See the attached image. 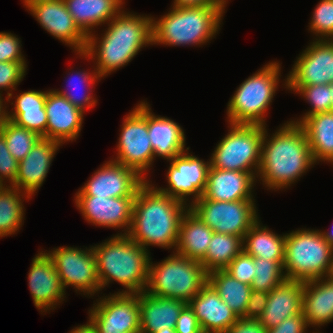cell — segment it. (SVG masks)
<instances>
[{
  "label": "cell",
  "instance_id": "38",
  "mask_svg": "<svg viewBox=\"0 0 333 333\" xmlns=\"http://www.w3.org/2000/svg\"><path fill=\"white\" fill-rule=\"evenodd\" d=\"M285 88L290 91H294L303 96L311 105L309 111H307L303 117L299 120H291L294 123L300 124L307 116L314 115L317 113L330 112L332 111V102L330 95L329 84H319L310 86H286Z\"/></svg>",
  "mask_w": 333,
  "mask_h": 333
},
{
  "label": "cell",
  "instance_id": "52",
  "mask_svg": "<svg viewBox=\"0 0 333 333\" xmlns=\"http://www.w3.org/2000/svg\"><path fill=\"white\" fill-rule=\"evenodd\" d=\"M323 238L333 247V230L332 231H322L320 230Z\"/></svg>",
  "mask_w": 333,
  "mask_h": 333
},
{
  "label": "cell",
  "instance_id": "29",
  "mask_svg": "<svg viewBox=\"0 0 333 333\" xmlns=\"http://www.w3.org/2000/svg\"><path fill=\"white\" fill-rule=\"evenodd\" d=\"M78 27L89 36L123 9V0H63Z\"/></svg>",
  "mask_w": 333,
  "mask_h": 333
},
{
  "label": "cell",
  "instance_id": "9",
  "mask_svg": "<svg viewBox=\"0 0 333 333\" xmlns=\"http://www.w3.org/2000/svg\"><path fill=\"white\" fill-rule=\"evenodd\" d=\"M228 133L215 147L210 167L258 172L265 126L229 123Z\"/></svg>",
  "mask_w": 333,
  "mask_h": 333
},
{
  "label": "cell",
  "instance_id": "10",
  "mask_svg": "<svg viewBox=\"0 0 333 333\" xmlns=\"http://www.w3.org/2000/svg\"><path fill=\"white\" fill-rule=\"evenodd\" d=\"M141 101L123 119L113 161L134 169L146 181L154 162V150L148 136V103ZM145 173V174H144Z\"/></svg>",
  "mask_w": 333,
  "mask_h": 333
},
{
  "label": "cell",
  "instance_id": "35",
  "mask_svg": "<svg viewBox=\"0 0 333 333\" xmlns=\"http://www.w3.org/2000/svg\"><path fill=\"white\" fill-rule=\"evenodd\" d=\"M242 250L241 237L214 232L206 255L200 262L207 273L224 270Z\"/></svg>",
  "mask_w": 333,
  "mask_h": 333
},
{
  "label": "cell",
  "instance_id": "27",
  "mask_svg": "<svg viewBox=\"0 0 333 333\" xmlns=\"http://www.w3.org/2000/svg\"><path fill=\"white\" fill-rule=\"evenodd\" d=\"M149 106L148 104V136L154 150V160L160 156L170 161L189 150V147L185 148L186 137L182 127L172 119L155 115Z\"/></svg>",
  "mask_w": 333,
  "mask_h": 333
},
{
  "label": "cell",
  "instance_id": "28",
  "mask_svg": "<svg viewBox=\"0 0 333 333\" xmlns=\"http://www.w3.org/2000/svg\"><path fill=\"white\" fill-rule=\"evenodd\" d=\"M46 91L29 90L15 96L11 102L13 109L7 112V119L28 130L36 132L40 137L46 138L47 114L45 102Z\"/></svg>",
  "mask_w": 333,
  "mask_h": 333
},
{
  "label": "cell",
  "instance_id": "2",
  "mask_svg": "<svg viewBox=\"0 0 333 333\" xmlns=\"http://www.w3.org/2000/svg\"><path fill=\"white\" fill-rule=\"evenodd\" d=\"M267 133L265 126L256 177L268 190L278 191L294 184L316 162L300 124L287 121L271 137Z\"/></svg>",
  "mask_w": 333,
  "mask_h": 333
},
{
  "label": "cell",
  "instance_id": "56",
  "mask_svg": "<svg viewBox=\"0 0 333 333\" xmlns=\"http://www.w3.org/2000/svg\"><path fill=\"white\" fill-rule=\"evenodd\" d=\"M329 277L333 279V260H332V266H331V270L329 273Z\"/></svg>",
  "mask_w": 333,
  "mask_h": 333
},
{
  "label": "cell",
  "instance_id": "57",
  "mask_svg": "<svg viewBox=\"0 0 333 333\" xmlns=\"http://www.w3.org/2000/svg\"><path fill=\"white\" fill-rule=\"evenodd\" d=\"M198 333H212V332H208V331H206V330H201V331H199Z\"/></svg>",
  "mask_w": 333,
  "mask_h": 333
},
{
  "label": "cell",
  "instance_id": "32",
  "mask_svg": "<svg viewBox=\"0 0 333 333\" xmlns=\"http://www.w3.org/2000/svg\"><path fill=\"white\" fill-rule=\"evenodd\" d=\"M258 219L243 239V250L252 257L284 264L285 234L278 235Z\"/></svg>",
  "mask_w": 333,
  "mask_h": 333
},
{
  "label": "cell",
  "instance_id": "41",
  "mask_svg": "<svg viewBox=\"0 0 333 333\" xmlns=\"http://www.w3.org/2000/svg\"><path fill=\"white\" fill-rule=\"evenodd\" d=\"M27 63L19 62H0V92L7 89V102L13 97V91L16 90V86L22 82L26 71Z\"/></svg>",
  "mask_w": 333,
  "mask_h": 333
},
{
  "label": "cell",
  "instance_id": "42",
  "mask_svg": "<svg viewBox=\"0 0 333 333\" xmlns=\"http://www.w3.org/2000/svg\"><path fill=\"white\" fill-rule=\"evenodd\" d=\"M224 270L238 281L251 285L255 273L254 257L242 250Z\"/></svg>",
  "mask_w": 333,
  "mask_h": 333
},
{
  "label": "cell",
  "instance_id": "55",
  "mask_svg": "<svg viewBox=\"0 0 333 333\" xmlns=\"http://www.w3.org/2000/svg\"><path fill=\"white\" fill-rule=\"evenodd\" d=\"M330 85V95H331V102H332V111H333V82Z\"/></svg>",
  "mask_w": 333,
  "mask_h": 333
},
{
  "label": "cell",
  "instance_id": "21",
  "mask_svg": "<svg viewBox=\"0 0 333 333\" xmlns=\"http://www.w3.org/2000/svg\"><path fill=\"white\" fill-rule=\"evenodd\" d=\"M60 146L62 144L41 137L26 157L19 161L16 180L12 186L22 190L32 198L45 181Z\"/></svg>",
  "mask_w": 333,
  "mask_h": 333
},
{
  "label": "cell",
  "instance_id": "48",
  "mask_svg": "<svg viewBox=\"0 0 333 333\" xmlns=\"http://www.w3.org/2000/svg\"><path fill=\"white\" fill-rule=\"evenodd\" d=\"M225 333H267V329L259 320L239 318Z\"/></svg>",
  "mask_w": 333,
  "mask_h": 333
},
{
  "label": "cell",
  "instance_id": "49",
  "mask_svg": "<svg viewBox=\"0 0 333 333\" xmlns=\"http://www.w3.org/2000/svg\"><path fill=\"white\" fill-rule=\"evenodd\" d=\"M174 7L226 6L222 0H174Z\"/></svg>",
  "mask_w": 333,
  "mask_h": 333
},
{
  "label": "cell",
  "instance_id": "36",
  "mask_svg": "<svg viewBox=\"0 0 333 333\" xmlns=\"http://www.w3.org/2000/svg\"><path fill=\"white\" fill-rule=\"evenodd\" d=\"M0 132L5 138L7 149L19 162L26 157L41 138L36 132L28 130L7 119Z\"/></svg>",
  "mask_w": 333,
  "mask_h": 333
},
{
  "label": "cell",
  "instance_id": "46",
  "mask_svg": "<svg viewBox=\"0 0 333 333\" xmlns=\"http://www.w3.org/2000/svg\"><path fill=\"white\" fill-rule=\"evenodd\" d=\"M202 328L196 318L193 309L187 303L181 310L175 324L177 333H198Z\"/></svg>",
  "mask_w": 333,
  "mask_h": 333
},
{
  "label": "cell",
  "instance_id": "14",
  "mask_svg": "<svg viewBox=\"0 0 333 333\" xmlns=\"http://www.w3.org/2000/svg\"><path fill=\"white\" fill-rule=\"evenodd\" d=\"M170 166L166 175V188L155 187L158 191L188 204L187 197L193 196L188 206L197 201L204 193L207 184V174L210 168V161L205 162L203 159L188 153L175 156L170 161Z\"/></svg>",
  "mask_w": 333,
  "mask_h": 333
},
{
  "label": "cell",
  "instance_id": "34",
  "mask_svg": "<svg viewBox=\"0 0 333 333\" xmlns=\"http://www.w3.org/2000/svg\"><path fill=\"white\" fill-rule=\"evenodd\" d=\"M30 195L12 185L0 189V237L11 236L19 231L24 222L23 198Z\"/></svg>",
  "mask_w": 333,
  "mask_h": 333
},
{
  "label": "cell",
  "instance_id": "39",
  "mask_svg": "<svg viewBox=\"0 0 333 333\" xmlns=\"http://www.w3.org/2000/svg\"><path fill=\"white\" fill-rule=\"evenodd\" d=\"M94 68V70H92L93 72L91 73L90 71H85V70H82V71H79V72H74L75 74H74V76L77 78V76H78V82H79V84H85V85H87V87H88V89L90 90L89 92H88V89H87V94H81V96H79V95H76V94H74L72 91V93H70V91H60V90H56L55 89V91L58 93V94H60V95H62V96H64L70 103H72L75 107H77V108H79L80 110H82L83 112H85L84 110L86 109H90V108H93L94 106H96V104H97V99L96 98H94L93 97V94H91L92 93V86L94 85V84H96L97 83V81L98 80H100L101 79V77L98 75V72L96 71V69H95V67H93ZM73 76V78H75ZM72 78V76L69 78V80H68V82H70V81H72L70 84H71V87L72 88H74L76 91H77V87L79 86L78 84H77V82H75L74 80H72L73 79ZM75 78V79H76ZM76 79V80H77ZM74 81V82H73ZM67 83V82H66ZM78 86H77V85ZM75 85V86H74ZM85 85H83V86H85ZM91 88V89H90ZM74 91V90H73ZM85 92V91H84Z\"/></svg>",
  "mask_w": 333,
  "mask_h": 333
},
{
  "label": "cell",
  "instance_id": "51",
  "mask_svg": "<svg viewBox=\"0 0 333 333\" xmlns=\"http://www.w3.org/2000/svg\"><path fill=\"white\" fill-rule=\"evenodd\" d=\"M2 95L3 94L0 93V130L2 129V126L7 120V112H8L6 111L7 106H5L7 98L3 99Z\"/></svg>",
  "mask_w": 333,
  "mask_h": 333
},
{
  "label": "cell",
  "instance_id": "59",
  "mask_svg": "<svg viewBox=\"0 0 333 333\" xmlns=\"http://www.w3.org/2000/svg\"><path fill=\"white\" fill-rule=\"evenodd\" d=\"M3 186H4V184L0 182V189H1Z\"/></svg>",
  "mask_w": 333,
  "mask_h": 333
},
{
  "label": "cell",
  "instance_id": "5",
  "mask_svg": "<svg viewBox=\"0 0 333 333\" xmlns=\"http://www.w3.org/2000/svg\"><path fill=\"white\" fill-rule=\"evenodd\" d=\"M226 6L172 7L152 17V45H203L218 34Z\"/></svg>",
  "mask_w": 333,
  "mask_h": 333
},
{
  "label": "cell",
  "instance_id": "15",
  "mask_svg": "<svg viewBox=\"0 0 333 333\" xmlns=\"http://www.w3.org/2000/svg\"><path fill=\"white\" fill-rule=\"evenodd\" d=\"M333 82V40H313L297 57L284 86H310Z\"/></svg>",
  "mask_w": 333,
  "mask_h": 333
},
{
  "label": "cell",
  "instance_id": "12",
  "mask_svg": "<svg viewBox=\"0 0 333 333\" xmlns=\"http://www.w3.org/2000/svg\"><path fill=\"white\" fill-rule=\"evenodd\" d=\"M53 249L46 253L52 259L65 290L71 286L76 291L83 292L85 296H92L101 291L96 257L91 246L85 250L71 246Z\"/></svg>",
  "mask_w": 333,
  "mask_h": 333
},
{
  "label": "cell",
  "instance_id": "45",
  "mask_svg": "<svg viewBox=\"0 0 333 333\" xmlns=\"http://www.w3.org/2000/svg\"><path fill=\"white\" fill-rule=\"evenodd\" d=\"M269 292L251 290L245 314L241 317L244 319L258 320L264 313Z\"/></svg>",
  "mask_w": 333,
  "mask_h": 333
},
{
  "label": "cell",
  "instance_id": "58",
  "mask_svg": "<svg viewBox=\"0 0 333 333\" xmlns=\"http://www.w3.org/2000/svg\"><path fill=\"white\" fill-rule=\"evenodd\" d=\"M222 2L226 5L228 3V0H222Z\"/></svg>",
  "mask_w": 333,
  "mask_h": 333
},
{
  "label": "cell",
  "instance_id": "47",
  "mask_svg": "<svg viewBox=\"0 0 333 333\" xmlns=\"http://www.w3.org/2000/svg\"><path fill=\"white\" fill-rule=\"evenodd\" d=\"M308 325L302 314L284 319L279 325L267 330V333H306Z\"/></svg>",
  "mask_w": 333,
  "mask_h": 333
},
{
  "label": "cell",
  "instance_id": "40",
  "mask_svg": "<svg viewBox=\"0 0 333 333\" xmlns=\"http://www.w3.org/2000/svg\"><path fill=\"white\" fill-rule=\"evenodd\" d=\"M312 16L308 29L316 35L314 39L333 40V0H320Z\"/></svg>",
  "mask_w": 333,
  "mask_h": 333
},
{
  "label": "cell",
  "instance_id": "50",
  "mask_svg": "<svg viewBox=\"0 0 333 333\" xmlns=\"http://www.w3.org/2000/svg\"><path fill=\"white\" fill-rule=\"evenodd\" d=\"M88 321L84 325H78L77 327H74L69 333H97L94 324L90 319Z\"/></svg>",
  "mask_w": 333,
  "mask_h": 333
},
{
  "label": "cell",
  "instance_id": "54",
  "mask_svg": "<svg viewBox=\"0 0 333 333\" xmlns=\"http://www.w3.org/2000/svg\"><path fill=\"white\" fill-rule=\"evenodd\" d=\"M155 333H177L176 331H175V328H162V329H160V330H158V331H156Z\"/></svg>",
  "mask_w": 333,
  "mask_h": 333
},
{
  "label": "cell",
  "instance_id": "1",
  "mask_svg": "<svg viewBox=\"0 0 333 333\" xmlns=\"http://www.w3.org/2000/svg\"><path fill=\"white\" fill-rule=\"evenodd\" d=\"M107 25L101 39L92 32L85 51L77 53L79 57L95 60V69L101 78L126 66L138 51L152 45V16L122 10Z\"/></svg>",
  "mask_w": 333,
  "mask_h": 333
},
{
  "label": "cell",
  "instance_id": "22",
  "mask_svg": "<svg viewBox=\"0 0 333 333\" xmlns=\"http://www.w3.org/2000/svg\"><path fill=\"white\" fill-rule=\"evenodd\" d=\"M258 172L209 168L203 197L214 201H238L253 198Z\"/></svg>",
  "mask_w": 333,
  "mask_h": 333
},
{
  "label": "cell",
  "instance_id": "20",
  "mask_svg": "<svg viewBox=\"0 0 333 333\" xmlns=\"http://www.w3.org/2000/svg\"><path fill=\"white\" fill-rule=\"evenodd\" d=\"M45 109L47 114L46 139L60 144L77 139L83 123L84 112L82 110L55 90L47 92Z\"/></svg>",
  "mask_w": 333,
  "mask_h": 333
},
{
  "label": "cell",
  "instance_id": "17",
  "mask_svg": "<svg viewBox=\"0 0 333 333\" xmlns=\"http://www.w3.org/2000/svg\"><path fill=\"white\" fill-rule=\"evenodd\" d=\"M77 209L85 220L99 227L123 228L127 235L132 222L135 197H96L88 195H75ZM126 228V229H125Z\"/></svg>",
  "mask_w": 333,
  "mask_h": 333
},
{
  "label": "cell",
  "instance_id": "31",
  "mask_svg": "<svg viewBox=\"0 0 333 333\" xmlns=\"http://www.w3.org/2000/svg\"><path fill=\"white\" fill-rule=\"evenodd\" d=\"M300 125L314 161H330L333 158V111L307 116Z\"/></svg>",
  "mask_w": 333,
  "mask_h": 333
},
{
  "label": "cell",
  "instance_id": "30",
  "mask_svg": "<svg viewBox=\"0 0 333 333\" xmlns=\"http://www.w3.org/2000/svg\"><path fill=\"white\" fill-rule=\"evenodd\" d=\"M213 233L214 231L188 208L180 221L175 252L201 261L206 255Z\"/></svg>",
  "mask_w": 333,
  "mask_h": 333
},
{
  "label": "cell",
  "instance_id": "24",
  "mask_svg": "<svg viewBox=\"0 0 333 333\" xmlns=\"http://www.w3.org/2000/svg\"><path fill=\"white\" fill-rule=\"evenodd\" d=\"M303 282L286 279L269 292L263 315L258 319L268 330L302 312Z\"/></svg>",
  "mask_w": 333,
  "mask_h": 333
},
{
  "label": "cell",
  "instance_id": "37",
  "mask_svg": "<svg viewBox=\"0 0 333 333\" xmlns=\"http://www.w3.org/2000/svg\"><path fill=\"white\" fill-rule=\"evenodd\" d=\"M255 273L251 288L256 291L270 292L287 278L280 262L254 257Z\"/></svg>",
  "mask_w": 333,
  "mask_h": 333
},
{
  "label": "cell",
  "instance_id": "7",
  "mask_svg": "<svg viewBox=\"0 0 333 333\" xmlns=\"http://www.w3.org/2000/svg\"><path fill=\"white\" fill-rule=\"evenodd\" d=\"M281 65L272 61L242 82L227 105V122L266 125L267 112L278 89Z\"/></svg>",
  "mask_w": 333,
  "mask_h": 333
},
{
  "label": "cell",
  "instance_id": "4",
  "mask_svg": "<svg viewBox=\"0 0 333 333\" xmlns=\"http://www.w3.org/2000/svg\"><path fill=\"white\" fill-rule=\"evenodd\" d=\"M92 248L101 290L116 281L126 289L117 293L138 294L145 291L151 259L149 250L128 235L118 234Z\"/></svg>",
  "mask_w": 333,
  "mask_h": 333
},
{
  "label": "cell",
  "instance_id": "3",
  "mask_svg": "<svg viewBox=\"0 0 333 333\" xmlns=\"http://www.w3.org/2000/svg\"><path fill=\"white\" fill-rule=\"evenodd\" d=\"M189 206L160 191L149 180L137 191L128 236L144 249H174L180 221Z\"/></svg>",
  "mask_w": 333,
  "mask_h": 333
},
{
  "label": "cell",
  "instance_id": "53",
  "mask_svg": "<svg viewBox=\"0 0 333 333\" xmlns=\"http://www.w3.org/2000/svg\"><path fill=\"white\" fill-rule=\"evenodd\" d=\"M49 0H23L24 6H26V8H28L31 5H34L36 3H40V2H46Z\"/></svg>",
  "mask_w": 333,
  "mask_h": 333
},
{
  "label": "cell",
  "instance_id": "8",
  "mask_svg": "<svg viewBox=\"0 0 333 333\" xmlns=\"http://www.w3.org/2000/svg\"><path fill=\"white\" fill-rule=\"evenodd\" d=\"M150 259L145 291L162 298L181 299L188 303L207 283L208 273L200 261L173 251L160 263Z\"/></svg>",
  "mask_w": 333,
  "mask_h": 333
},
{
  "label": "cell",
  "instance_id": "13",
  "mask_svg": "<svg viewBox=\"0 0 333 333\" xmlns=\"http://www.w3.org/2000/svg\"><path fill=\"white\" fill-rule=\"evenodd\" d=\"M89 310L97 333H140L139 293L102 296Z\"/></svg>",
  "mask_w": 333,
  "mask_h": 333
},
{
  "label": "cell",
  "instance_id": "16",
  "mask_svg": "<svg viewBox=\"0 0 333 333\" xmlns=\"http://www.w3.org/2000/svg\"><path fill=\"white\" fill-rule=\"evenodd\" d=\"M146 182L134 169L113 160L106 161L94 175L78 189L76 195L96 197H136Z\"/></svg>",
  "mask_w": 333,
  "mask_h": 333
},
{
  "label": "cell",
  "instance_id": "6",
  "mask_svg": "<svg viewBox=\"0 0 333 333\" xmlns=\"http://www.w3.org/2000/svg\"><path fill=\"white\" fill-rule=\"evenodd\" d=\"M333 247L319 229L285 233L284 272L289 280L302 282L329 276Z\"/></svg>",
  "mask_w": 333,
  "mask_h": 333
},
{
  "label": "cell",
  "instance_id": "26",
  "mask_svg": "<svg viewBox=\"0 0 333 333\" xmlns=\"http://www.w3.org/2000/svg\"><path fill=\"white\" fill-rule=\"evenodd\" d=\"M302 314L308 327L333 321V279L329 276L303 282Z\"/></svg>",
  "mask_w": 333,
  "mask_h": 333
},
{
  "label": "cell",
  "instance_id": "11",
  "mask_svg": "<svg viewBox=\"0 0 333 333\" xmlns=\"http://www.w3.org/2000/svg\"><path fill=\"white\" fill-rule=\"evenodd\" d=\"M254 202L255 199L214 201L201 196L189 209L214 232L244 239L245 234L259 219Z\"/></svg>",
  "mask_w": 333,
  "mask_h": 333
},
{
  "label": "cell",
  "instance_id": "18",
  "mask_svg": "<svg viewBox=\"0 0 333 333\" xmlns=\"http://www.w3.org/2000/svg\"><path fill=\"white\" fill-rule=\"evenodd\" d=\"M43 29L82 53L87 46L88 36L78 27L63 0H49L27 8Z\"/></svg>",
  "mask_w": 333,
  "mask_h": 333
},
{
  "label": "cell",
  "instance_id": "43",
  "mask_svg": "<svg viewBox=\"0 0 333 333\" xmlns=\"http://www.w3.org/2000/svg\"><path fill=\"white\" fill-rule=\"evenodd\" d=\"M21 40L11 32H0V62L26 63Z\"/></svg>",
  "mask_w": 333,
  "mask_h": 333
},
{
  "label": "cell",
  "instance_id": "25",
  "mask_svg": "<svg viewBox=\"0 0 333 333\" xmlns=\"http://www.w3.org/2000/svg\"><path fill=\"white\" fill-rule=\"evenodd\" d=\"M186 304L181 299L162 298L146 291L139 293L140 333L175 328L179 314Z\"/></svg>",
  "mask_w": 333,
  "mask_h": 333
},
{
  "label": "cell",
  "instance_id": "44",
  "mask_svg": "<svg viewBox=\"0 0 333 333\" xmlns=\"http://www.w3.org/2000/svg\"><path fill=\"white\" fill-rule=\"evenodd\" d=\"M18 165L19 162L7 149L5 138L0 132V182L6 185V182L9 181L12 185L16 180Z\"/></svg>",
  "mask_w": 333,
  "mask_h": 333
},
{
  "label": "cell",
  "instance_id": "19",
  "mask_svg": "<svg viewBox=\"0 0 333 333\" xmlns=\"http://www.w3.org/2000/svg\"><path fill=\"white\" fill-rule=\"evenodd\" d=\"M28 283L33 303L41 312L54 310L65 300L66 290L46 251H41L32 259Z\"/></svg>",
  "mask_w": 333,
  "mask_h": 333
},
{
  "label": "cell",
  "instance_id": "33",
  "mask_svg": "<svg viewBox=\"0 0 333 333\" xmlns=\"http://www.w3.org/2000/svg\"><path fill=\"white\" fill-rule=\"evenodd\" d=\"M207 282L239 318L245 314L252 290L250 285L238 281L225 270L209 272Z\"/></svg>",
  "mask_w": 333,
  "mask_h": 333
},
{
  "label": "cell",
  "instance_id": "60",
  "mask_svg": "<svg viewBox=\"0 0 333 333\" xmlns=\"http://www.w3.org/2000/svg\"><path fill=\"white\" fill-rule=\"evenodd\" d=\"M329 162L332 163V165H333V158H332L330 161H328V163H329Z\"/></svg>",
  "mask_w": 333,
  "mask_h": 333
},
{
  "label": "cell",
  "instance_id": "23",
  "mask_svg": "<svg viewBox=\"0 0 333 333\" xmlns=\"http://www.w3.org/2000/svg\"><path fill=\"white\" fill-rule=\"evenodd\" d=\"M188 304L202 330L208 332L225 333L239 319L208 282Z\"/></svg>",
  "mask_w": 333,
  "mask_h": 333
}]
</instances>
